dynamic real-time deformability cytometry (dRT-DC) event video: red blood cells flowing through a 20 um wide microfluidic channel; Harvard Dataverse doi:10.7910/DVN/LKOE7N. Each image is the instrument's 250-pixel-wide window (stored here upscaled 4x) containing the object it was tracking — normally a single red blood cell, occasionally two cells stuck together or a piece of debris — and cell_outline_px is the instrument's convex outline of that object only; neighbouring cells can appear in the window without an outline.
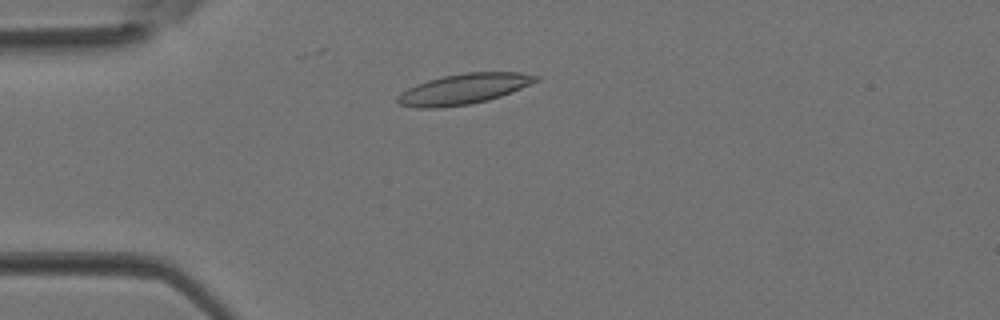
{"species": "Egyptian fruit bat (a non-hibernating species)", "species_latin": "Rousettus aegyptiacus", "temperature_condition": "room temperature", "stored_images_in_passage": 3, "camera_frame_rate_fps": 3000, "um_per_image_px": 0.085, "animal": {"sex": "female"}, "frame": {"image": 1, "passage_image": 3, "time_ms": 0.667, "image_size_px": [1000, 320], "cell_outline_px": [[540, 80], [512, 92], [488, 100], [468, 104], [440, 108], [416, 108], [400, 104], [396, 100], [396, 96], [408, 88], [416, 84], [428, 80], [444, 76], [464, 72], [520, 72], [540, 76]], "centroid_in_image_um": [39.43, 7.56], "position_along_channel_um": 45.6, "area_um2": 24.57}}